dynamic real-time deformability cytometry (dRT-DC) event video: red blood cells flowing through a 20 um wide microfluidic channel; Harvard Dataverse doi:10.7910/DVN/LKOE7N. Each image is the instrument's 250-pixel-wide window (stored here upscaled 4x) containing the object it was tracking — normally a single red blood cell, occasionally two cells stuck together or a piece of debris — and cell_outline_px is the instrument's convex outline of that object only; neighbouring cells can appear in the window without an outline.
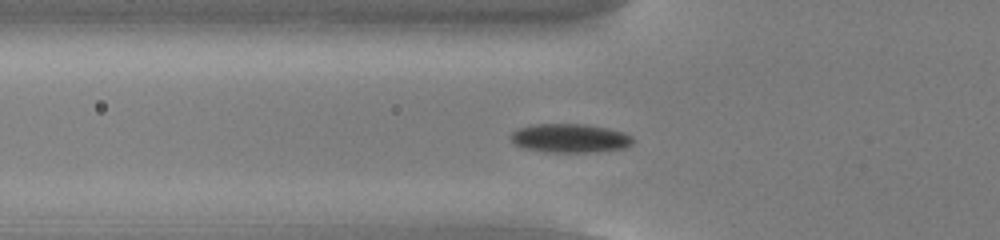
{"species": "common noctule bat (a hibernating species)", "species_latin": "Nyctalus noctula", "temperature_condition": "cold", "stored_images_in_passage": 53, "camera_frame_rate_fps": 3000, "um_per_image_px": 0.085, "animal": {"sex": "male", "body_mass_g": 13.0, "forearm_length_mm": 53.1}, "frame": {"image": 1, "passage_image": 18, "time_ms": 5.667, "image_size_px": [1000, 240], "cell_outline_px": [[632, 144], [624, 148], [596, 152], [552, 152], [524, 148], [516, 144], [508, 136], [516, 128], [532, 124], [584, 124], [608, 128], [624, 132], [632, 136]], "centroid_in_image_um": [48.43, 11.74], "position_along_channel_um": 77.4, "area_um2": 20.58}}
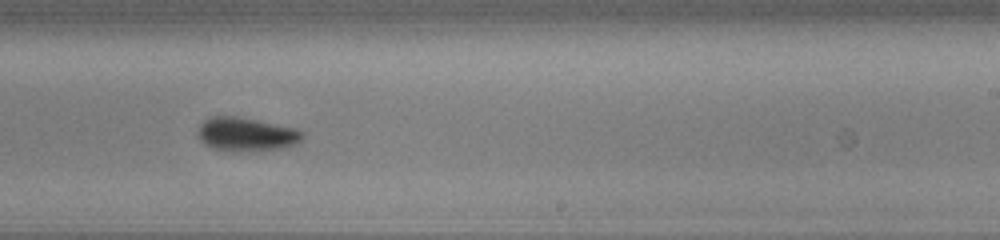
{"frame": {"image": 2, "passage_image": 33, "time_ms": 10.667, "image_size_px": [1000, 240], "cell_outline_px": [[304, 136], [296, 144], [280, 148], [212, 148], [204, 144], [200, 140], [196, 132], [200, 124], [204, 120], [212, 116], [236, 116], [296, 128], [304, 132]], "centroid_in_image_um": [20.91, 11.35], "position_along_channel_um": 268.1, "area_um2": 19.59}}
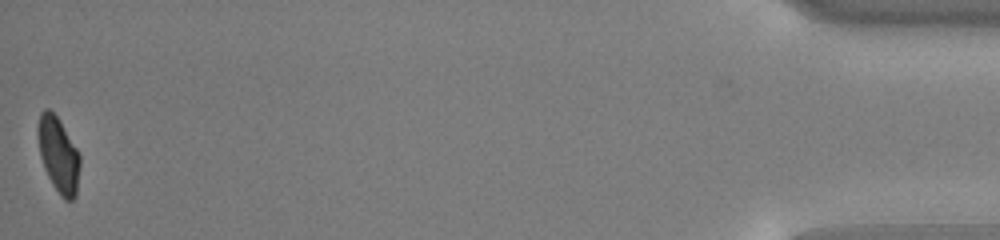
{"frame": {"image": 3, "passage_image": 53, "time_ms": 17.333, "image_size_px": [1000, 240], "cell_outline_px": [[80, 164], [76, 196], [72, 200], [64, 200], [60, 196], [52, 184], [44, 168], [40, 156], [36, 136], [36, 128], [40, 112], [44, 108], [48, 108], [60, 120], [80, 152]], "centroid_in_image_um": [4.95, 13.13], "position_along_channel_um": 430.2, "area_um2": 18.96}, "authors_computed_cell_mechanics": {"area_um2": 19.5942, "velocity_mm_per_s": 3.8214, "shape_relaxation_time_tau1_ms": 2.3896, "shape_relaxation_time_tau2_ms": 5.3657, "deformation_change_tau1": 0.1064, "deformation_change_tau2": 0.0858}}